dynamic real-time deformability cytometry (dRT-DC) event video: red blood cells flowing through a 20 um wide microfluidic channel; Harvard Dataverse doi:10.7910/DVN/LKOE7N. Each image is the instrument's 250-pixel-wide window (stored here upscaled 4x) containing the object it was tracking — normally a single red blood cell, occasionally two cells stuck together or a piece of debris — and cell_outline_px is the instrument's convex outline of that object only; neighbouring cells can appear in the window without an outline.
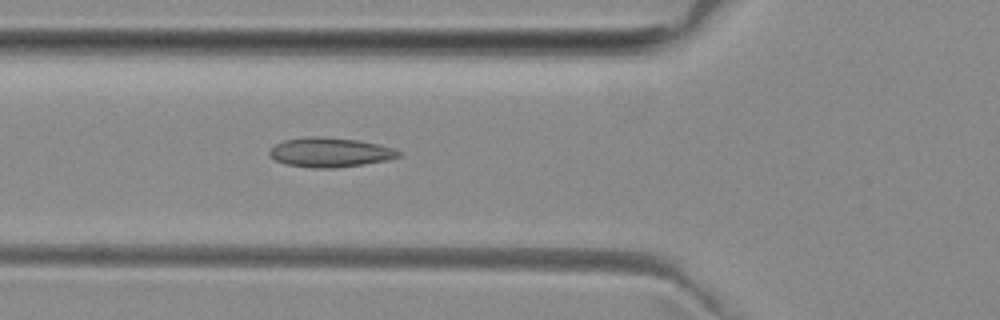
{"species": "common noctule bat (a hibernating species)", "species_latin": "Nyctalus noctula", "temperature_condition": "room temperature", "stored_images_in_passage": 5, "camera_frame_rate_fps": 3000, "um_per_image_px": 0.085, "animal": {"sex": "female", "body_mass_g": 29.2, "forearm_length_mm": 56.3}, "frame": {"image": 1, "passage_image": 5, "time_ms": 4.333, "image_size_px": [1000, 320], "cell_outline_px": [[400, 156], [388, 160], [364, 164], [332, 168], [312, 168], [284, 164], [276, 160], [268, 152], [276, 144], [284, 140], [308, 136], [320, 136], [360, 140], [392, 148], [400, 152]], "centroid_in_image_um": [28.04, 12.95], "position_along_channel_um": 97.8, "area_um2": 22.08}}